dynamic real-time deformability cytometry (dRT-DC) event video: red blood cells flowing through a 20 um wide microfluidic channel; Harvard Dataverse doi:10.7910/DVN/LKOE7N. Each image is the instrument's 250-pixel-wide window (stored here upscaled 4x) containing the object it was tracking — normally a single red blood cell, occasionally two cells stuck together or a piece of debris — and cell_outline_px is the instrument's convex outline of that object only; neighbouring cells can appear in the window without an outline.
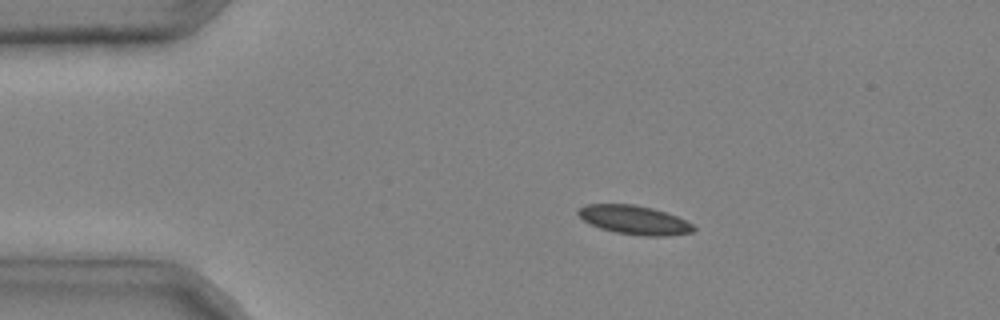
{"species": "common noctule bat (a hibernating species)", "species_latin": "Nyctalus noctula", "temperature_condition": "cold", "stored_images_in_passage": 4, "camera_frame_rate_fps": 3000, "um_per_image_px": 0.085, "animal": {"sex": "male", "body_mass_g": 20.4}, "frame": {"image": 1, "passage_image": 3, "time_ms": 0.667, "image_size_px": [1000, 320], "cell_outline_px": [[696, 228], [692, 232], [668, 236], [640, 236], [616, 232], [600, 228], [584, 220], [576, 212], [584, 204], [632, 204], [652, 208], [676, 216], [692, 224]], "centroid_in_image_um": [53.91, 18.7], "position_along_channel_um": 31.1, "area_um2": 19.25}}